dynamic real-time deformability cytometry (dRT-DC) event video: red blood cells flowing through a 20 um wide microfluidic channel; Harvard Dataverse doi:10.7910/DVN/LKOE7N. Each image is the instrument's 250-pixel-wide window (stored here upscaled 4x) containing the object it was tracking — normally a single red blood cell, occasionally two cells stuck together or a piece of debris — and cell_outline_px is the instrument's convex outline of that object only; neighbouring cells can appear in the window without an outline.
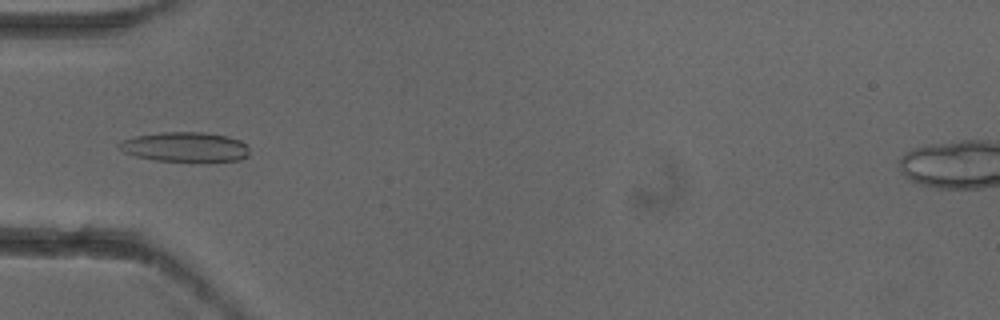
{"species": "common noctule bat (a hibernating species)", "species_latin": "Nyctalus noctula", "temperature_condition": "cold", "stored_images_in_passage": 5, "camera_frame_rate_fps": 3000, "um_per_image_px": 0.085, "animal": {"sex": "female"}, "frame": {"image": 1, "passage_image": 5, "time_ms": 1.333, "image_size_px": [1000, 320], "cell_outline_px": [[248, 156], [240, 160], [156, 160], [136, 156], [124, 152], [116, 144], [124, 140], [136, 136], [160, 132], [204, 132], [228, 136], [240, 140], [248, 144]], "centroid_in_image_um": [15.76, 12.46], "position_along_channel_um": 69.2, "area_um2": 22.2}}